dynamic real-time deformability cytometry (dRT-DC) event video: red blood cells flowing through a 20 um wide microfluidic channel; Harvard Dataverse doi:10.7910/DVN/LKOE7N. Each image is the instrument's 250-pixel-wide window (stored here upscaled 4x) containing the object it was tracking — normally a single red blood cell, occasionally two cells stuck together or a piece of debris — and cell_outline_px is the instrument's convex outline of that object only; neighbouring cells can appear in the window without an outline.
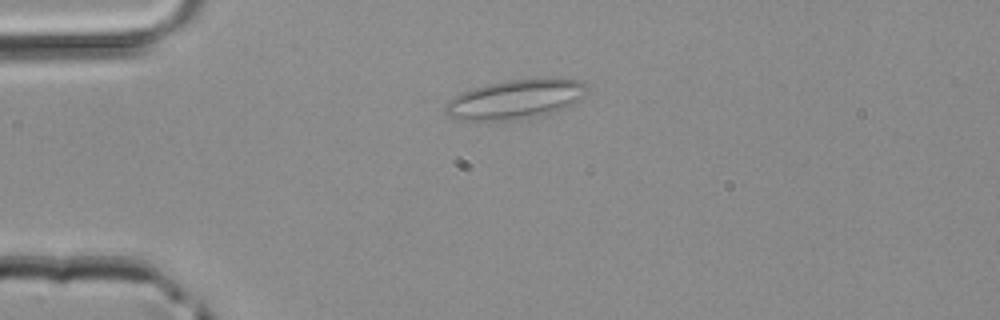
{"species": "common noctule bat (a hibernating species)", "species_latin": "Nyctalus noctula", "temperature_condition": "room temperature", "stored_images_in_passage": 4, "segment_of_instrument_passage": [1, 2], "camera_frame_rate_fps": 3000, "um_per_image_px": 0.085, "animal": {"sex": "male", "body_mass_g": 20.4}, "frame": {"image": 1, "passage_image": 2, "time_ms": 0.333, "image_size_px": [1000, 320], "cell_outline_px": [[588, 92], [584, 96], [572, 104], [564, 108], [544, 116], [508, 120], [460, 120], [448, 116], [444, 112], [444, 108], [448, 100], [464, 92], [488, 84], [508, 80], [548, 76], [556, 76], [580, 80], [588, 84]], "centroid_in_image_um": [43.91, 8.41], "position_along_channel_um": 41.1, "area_um2": 33.12}}